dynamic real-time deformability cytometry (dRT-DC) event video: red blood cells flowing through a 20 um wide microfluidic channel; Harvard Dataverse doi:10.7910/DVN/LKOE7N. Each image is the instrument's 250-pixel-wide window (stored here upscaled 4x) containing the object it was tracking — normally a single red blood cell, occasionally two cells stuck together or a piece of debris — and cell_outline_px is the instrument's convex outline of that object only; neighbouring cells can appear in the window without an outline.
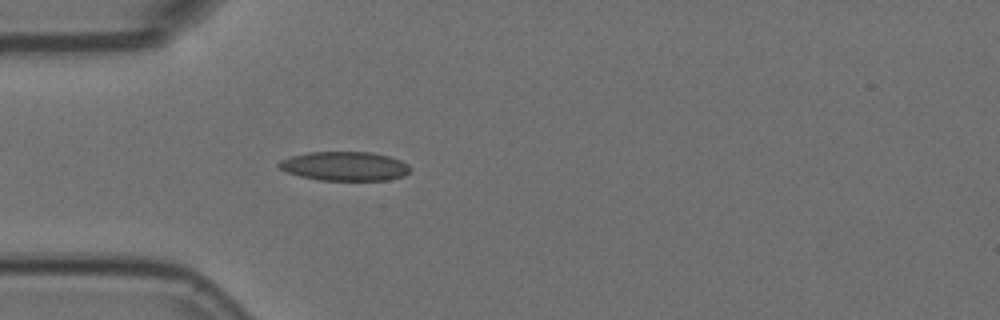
{"species": "Egyptian fruit bat (a non-hibernating species)", "species_latin": "Rousettus aegyptiacus", "temperature_condition": "room temperature", "stored_images_in_passage": 19, "camera_frame_rate_fps": 3000, "um_per_image_px": 0.085, "animal": {"sex": "female"}, "frame": {"image": 1, "passage_image": 9, "time_ms": 2.667, "image_size_px": [1000, 320], "cell_outline_px": [[412, 168], [404, 176], [388, 180], [320, 180], [300, 176], [288, 172], [280, 168], [276, 164], [280, 160], [292, 156], [308, 152], [372, 152], [388, 156], [400, 160], [408, 164]], "centroid_in_image_um": [29.32, 14.12], "position_along_channel_um": 55.7, "area_um2": 22.25}}